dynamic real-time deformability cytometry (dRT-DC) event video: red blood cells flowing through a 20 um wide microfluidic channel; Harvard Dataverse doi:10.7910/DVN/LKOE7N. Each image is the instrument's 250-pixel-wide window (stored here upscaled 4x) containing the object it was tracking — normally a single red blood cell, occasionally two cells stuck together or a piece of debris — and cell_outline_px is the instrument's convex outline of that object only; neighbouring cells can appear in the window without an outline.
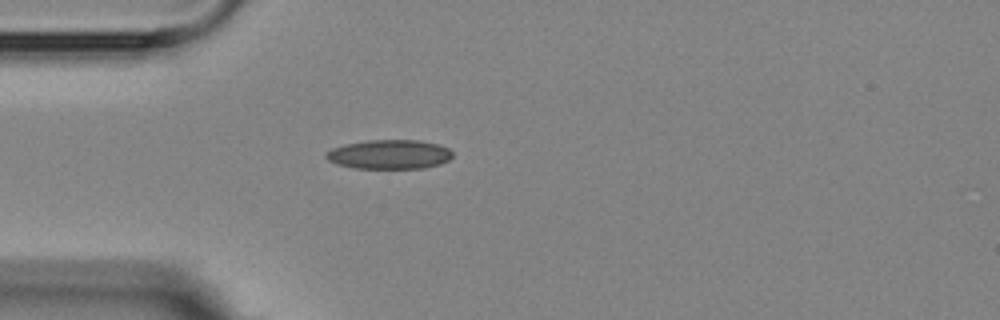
{"species": "Egyptian fruit bat (a non-hibernating species)", "species_latin": "Rousettus aegyptiacus", "temperature_condition": "room temperature", "stored_images_in_passage": 1, "camera_frame_rate_fps": 3000, "um_per_image_px": 0.085, "animal": {"sex": "female"}, "frame": {"image": 1, "passage_image": 1, "time_ms": 0.0, "image_size_px": [1000, 320], "cell_outline_px": [[452, 156], [448, 160], [440, 164], [424, 168], [356, 168], [336, 164], [328, 160], [324, 156], [324, 152], [332, 148], [344, 144], [368, 140], [420, 140], [440, 144], [448, 148], [452, 152]], "centroid_in_image_um": [33.08, 13.11], "position_along_channel_um": 51.9, "area_um2": 21.73}}